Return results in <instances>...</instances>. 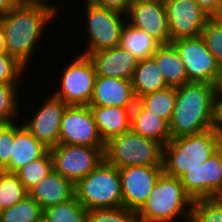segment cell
<instances>
[{"label":"cell","mask_w":222,"mask_h":222,"mask_svg":"<svg viewBox=\"0 0 222 222\" xmlns=\"http://www.w3.org/2000/svg\"><path fill=\"white\" fill-rule=\"evenodd\" d=\"M58 15V10L52 6L28 2H20L0 15L7 53L28 70V65L34 60V51L36 52L38 45L43 42L45 30L53 24L55 18L58 19Z\"/></svg>","instance_id":"cell-1"},{"label":"cell","mask_w":222,"mask_h":222,"mask_svg":"<svg viewBox=\"0 0 222 222\" xmlns=\"http://www.w3.org/2000/svg\"><path fill=\"white\" fill-rule=\"evenodd\" d=\"M214 84L188 82L175 87V106L169 122L171 139L212 128Z\"/></svg>","instance_id":"cell-2"},{"label":"cell","mask_w":222,"mask_h":222,"mask_svg":"<svg viewBox=\"0 0 222 222\" xmlns=\"http://www.w3.org/2000/svg\"><path fill=\"white\" fill-rule=\"evenodd\" d=\"M193 202L181 180L163 172L137 211L138 222H190Z\"/></svg>","instance_id":"cell-3"},{"label":"cell","mask_w":222,"mask_h":222,"mask_svg":"<svg viewBox=\"0 0 222 222\" xmlns=\"http://www.w3.org/2000/svg\"><path fill=\"white\" fill-rule=\"evenodd\" d=\"M219 149V134L206 131L171 139L163 146V172L181 178L200 167Z\"/></svg>","instance_id":"cell-4"},{"label":"cell","mask_w":222,"mask_h":222,"mask_svg":"<svg viewBox=\"0 0 222 222\" xmlns=\"http://www.w3.org/2000/svg\"><path fill=\"white\" fill-rule=\"evenodd\" d=\"M75 196L87 210L123 207L118 168L104 160L75 185Z\"/></svg>","instance_id":"cell-5"},{"label":"cell","mask_w":222,"mask_h":222,"mask_svg":"<svg viewBox=\"0 0 222 222\" xmlns=\"http://www.w3.org/2000/svg\"><path fill=\"white\" fill-rule=\"evenodd\" d=\"M104 160L118 169L163 166V145L130 129L105 143Z\"/></svg>","instance_id":"cell-6"},{"label":"cell","mask_w":222,"mask_h":222,"mask_svg":"<svg viewBox=\"0 0 222 222\" xmlns=\"http://www.w3.org/2000/svg\"><path fill=\"white\" fill-rule=\"evenodd\" d=\"M83 20L79 25L86 32V41L82 54L88 55L103 49L117 47L120 44L121 32L127 22L126 14L116 10L85 2Z\"/></svg>","instance_id":"cell-7"},{"label":"cell","mask_w":222,"mask_h":222,"mask_svg":"<svg viewBox=\"0 0 222 222\" xmlns=\"http://www.w3.org/2000/svg\"><path fill=\"white\" fill-rule=\"evenodd\" d=\"M70 61L64 62L58 87L54 89L52 95L61 99L67 105L88 106L96 78L95 69L88 55L79 53ZM60 75V76H59Z\"/></svg>","instance_id":"cell-8"},{"label":"cell","mask_w":222,"mask_h":222,"mask_svg":"<svg viewBox=\"0 0 222 222\" xmlns=\"http://www.w3.org/2000/svg\"><path fill=\"white\" fill-rule=\"evenodd\" d=\"M105 147L58 144L49 149L54 170L76 185L104 161Z\"/></svg>","instance_id":"cell-9"},{"label":"cell","mask_w":222,"mask_h":222,"mask_svg":"<svg viewBox=\"0 0 222 222\" xmlns=\"http://www.w3.org/2000/svg\"><path fill=\"white\" fill-rule=\"evenodd\" d=\"M171 44L177 49L189 82L215 83L222 69L201 35L181 38Z\"/></svg>","instance_id":"cell-10"},{"label":"cell","mask_w":222,"mask_h":222,"mask_svg":"<svg viewBox=\"0 0 222 222\" xmlns=\"http://www.w3.org/2000/svg\"><path fill=\"white\" fill-rule=\"evenodd\" d=\"M61 99L54 97L52 94L48 95L38 108L30 116L22 117V125L32 133L36 139L41 142L48 149L59 144V133L61 120L64 111L67 108ZM24 121H23V120ZM26 120V121H25Z\"/></svg>","instance_id":"cell-11"},{"label":"cell","mask_w":222,"mask_h":222,"mask_svg":"<svg viewBox=\"0 0 222 222\" xmlns=\"http://www.w3.org/2000/svg\"><path fill=\"white\" fill-rule=\"evenodd\" d=\"M59 144L105 147L89 106H67L61 120Z\"/></svg>","instance_id":"cell-12"},{"label":"cell","mask_w":222,"mask_h":222,"mask_svg":"<svg viewBox=\"0 0 222 222\" xmlns=\"http://www.w3.org/2000/svg\"><path fill=\"white\" fill-rule=\"evenodd\" d=\"M119 170L123 207L138 211L149 198L163 166H131Z\"/></svg>","instance_id":"cell-13"},{"label":"cell","mask_w":222,"mask_h":222,"mask_svg":"<svg viewBox=\"0 0 222 222\" xmlns=\"http://www.w3.org/2000/svg\"><path fill=\"white\" fill-rule=\"evenodd\" d=\"M170 41L200 36L209 15L195 0H166Z\"/></svg>","instance_id":"cell-14"},{"label":"cell","mask_w":222,"mask_h":222,"mask_svg":"<svg viewBox=\"0 0 222 222\" xmlns=\"http://www.w3.org/2000/svg\"><path fill=\"white\" fill-rule=\"evenodd\" d=\"M180 180L193 200L217 198L222 191V150L219 148L200 167L185 173Z\"/></svg>","instance_id":"cell-15"},{"label":"cell","mask_w":222,"mask_h":222,"mask_svg":"<svg viewBox=\"0 0 222 222\" xmlns=\"http://www.w3.org/2000/svg\"><path fill=\"white\" fill-rule=\"evenodd\" d=\"M126 17L132 26L145 31L161 45L171 43L165 4L133 0Z\"/></svg>","instance_id":"cell-16"},{"label":"cell","mask_w":222,"mask_h":222,"mask_svg":"<svg viewBox=\"0 0 222 222\" xmlns=\"http://www.w3.org/2000/svg\"><path fill=\"white\" fill-rule=\"evenodd\" d=\"M91 59L96 76L114 77L131 80L138 60L120 46L91 52Z\"/></svg>","instance_id":"cell-17"},{"label":"cell","mask_w":222,"mask_h":222,"mask_svg":"<svg viewBox=\"0 0 222 222\" xmlns=\"http://www.w3.org/2000/svg\"><path fill=\"white\" fill-rule=\"evenodd\" d=\"M136 101L131 80L96 76L89 105L133 107Z\"/></svg>","instance_id":"cell-18"},{"label":"cell","mask_w":222,"mask_h":222,"mask_svg":"<svg viewBox=\"0 0 222 222\" xmlns=\"http://www.w3.org/2000/svg\"><path fill=\"white\" fill-rule=\"evenodd\" d=\"M49 149L39 142L23 125L21 120L14 121V141L7 172H16L33 160L41 158Z\"/></svg>","instance_id":"cell-19"},{"label":"cell","mask_w":222,"mask_h":222,"mask_svg":"<svg viewBox=\"0 0 222 222\" xmlns=\"http://www.w3.org/2000/svg\"><path fill=\"white\" fill-rule=\"evenodd\" d=\"M103 143L130 130L133 107L88 105Z\"/></svg>","instance_id":"cell-20"},{"label":"cell","mask_w":222,"mask_h":222,"mask_svg":"<svg viewBox=\"0 0 222 222\" xmlns=\"http://www.w3.org/2000/svg\"><path fill=\"white\" fill-rule=\"evenodd\" d=\"M28 195L44 210L72 199L75 196V185L53 170L29 190Z\"/></svg>","instance_id":"cell-21"},{"label":"cell","mask_w":222,"mask_h":222,"mask_svg":"<svg viewBox=\"0 0 222 222\" xmlns=\"http://www.w3.org/2000/svg\"><path fill=\"white\" fill-rule=\"evenodd\" d=\"M130 129L143 137L161 143L163 146L171 140L169 124L163 118L145 109L138 101L131 110Z\"/></svg>","instance_id":"cell-22"},{"label":"cell","mask_w":222,"mask_h":222,"mask_svg":"<svg viewBox=\"0 0 222 222\" xmlns=\"http://www.w3.org/2000/svg\"><path fill=\"white\" fill-rule=\"evenodd\" d=\"M152 58L163 73L168 86L179 87L189 82L185 66L177 49L171 43L161 45L154 52Z\"/></svg>","instance_id":"cell-23"},{"label":"cell","mask_w":222,"mask_h":222,"mask_svg":"<svg viewBox=\"0 0 222 222\" xmlns=\"http://www.w3.org/2000/svg\"><path fill=\"white\" fill-rule=\"evenodd\" d=\"M131 81L136 99L168 87L163 73L152 57L137 62Z\"/></svg>","instance_id":"cell-24"},{"label":"cell","mask_w":222,"mask_h":222,"mask_svg":"<svg viewBox=\"0 0 222 222\" xmlns=\"http://www.w3.org/2000/svg\"><path fill=\"white\" fill-rule=\"evenodd\" d=\"M119 46L130 52L138 61L151 58L161 44L145 31L125 23Z\"/></svg>","instance_id":"cell-25"},{"label":"cell","mask_w":222,"mask_h":222,"mask_svg":"<svg viewBox=\"0 0 222 222\" xmlns=\"http://www.w3.org/2000/svg\"><path fill=\"white\" fill-rule=\"evenodd\" d=\"M137 101L156 116L163 118L168 124L175 106V87L168 86L155 92L145 94Z\"/></svg>","instance_id":"cell-26"},{"label":"cell","mask_w":222,"mask_h":222,"mask_svg":"<svg viewBox=\"0 0 222 222\" xmlns=\"http://www.w3.org/2000/svg\"><path fill=\"white\" fill-rule=\"evenodd\" d=\"M88 210L76 196L72 199L49 206L43 210V217L49 222H87Z\"/></svg>","instance_id":"cell-27"},{"label":"cell","mask_w":222,"mask_h":222,"mask_svg":"<svg viewBox=\"0 0 222 222\" xmlns=\"http://www.w3.org/2000/svg\"><path fill=\"white\" fill-rule=\"evenodd\" d=\"M43 217V209L29 195L15 205L3 209L0 222H39Z\"/></svg>","instance_id":"cell-28"},{"label":"cell","mask_w":222,"mask_h":222,"mask_svg":"<svg viewBox=\"0 0 222 222\" xmlns=\"http://www.w3.org/2000/svg\"><path fill=\"white\" fill-rule=\"evenodd\" d=\"M53 170V159L48 150L41 158L33 160L15 173L20 182L25 186V189L29 191Z\"/></svg>","instance_id":"cell-29"},{"label":"cell","mask_w":222,"mask_h":222,"mask_svg":"<svg viewBox=\"0 0 222 222\" xmlns=\"http://www.w3.org/2000/svg\"><path fill=\"white\" fill-rule=\"evenodd\" d=\"M18 86V84L0 83V124L17 121L21 113L23 114Z\"/></svg>","instance_id":"cell-30"},{"label":"cell","mask_w":222,"mask_h":222,"mask_svg":"<svg viewBox=\"0 0 222 222\" xmlns=\"http://www.w3.org/2000/svg\"><path fill=\"white\" fill-rule=\"evenodd\" d=\"M28 195L25 186L14 172L0 170V207L9 208Z\"/></svg>","instance_id":"cell-31"},{"label":"cell","mask_w":222,"mask_h":222,"mask_svg":"<svg viewBox=\"0 0 222 222\" xmlns=\"http://www.w3.org/2000/svg\"><path fill=\"white\" fill-rule=\"evenodd\" d=\"M190 222H222V202L217 198L195 199Z\"/></svg>","instance_id":"cell-32"},{"label":"cell","mask_w":222,"mask_h":222,"mask_svg":"<svg viewBox=\"0 0 222 222\" xmlns=\"http://www.w3.org/2000/svg\"><path fill=\"white\" fill-rule=\"evenodd\" d=\"M87 222H138L137 212L125 207L91 209Z\"/></svg>","instance_id":"cell-33"},{"label":"cell","mask_w":222,"mask_h":222,"mask_svg":"<svg viewBox=\"0 0 222 222\" xmlns=\"http://www.w3.org/2000/svg\"><path fill=\"white\" fill-rule=\"evenodd\" d=\"M26 69L24 65L7 52L0 53V83L18 84L19 82L20 85L26 74Z\"/></svg>","instance_id":"cell-34"},{"label":"cell","mask_w":222,"mask_h":222,"mask_svg":"<svg viewBox=\"0 0 222 222\" xmlns=\"http://www.w3.org/2000/svg\"><path fill=\"white\" fill-rule=\"evenodd\" d=\"M201 36L206 43L207 49L212 53L222 69V25L209 18L204 24Z\"/></svg>","instance_id":"cell-35"},{"label":"cell","mask_w":222,"mask_h":222,"mask_svg":"<svg viewBox=\"0 0 222 222\" xmlns=\"http://www.w3.org/2000/svg\"><path fill=\"white\" fill-rule=\"evenodd\" d=\"M14 141V122L0 124V170L10 163Z\"/></svg>","instance_id":"cell-36"},{"label":"cell","mask_w":222,"mask_h":222,"mask_svg":"<svg viewBox=\"0 0 222 222\" xmlns=\"http://www.w3.org/2000/svg\"><path fill=\"white\" fill-rule=\"evenodd\" d=\"M93 4L127 14L133 0H92Z\"/></svg>","instance_id":"cell-37"},{"label":"cell","mask_w":222,"mask_h":222,"mask_svg":"<svg viewBox=\"0 0 222 222\" xmlns=\"http://www.w3.org/2000/svg\"><path fill=\"white\" fill-rule=\"evenodd\" d=\"M212 129L219 135L222 133V95H214Z\"/></svg>","instance_id":"cell-38"},{"label":"cell","mask_w":222,"mask_h":222,"mask_svg":"<svg viewBox=\"0 0 222 222\" xmlns=\"http://www.w3.org/2000/svg\"><path fill=\"white\" fill-rule=\"evenodd\" d=\"M195 1L205 11V13L210 16L211 13L215 10L219 0H195Z\"/></svg>","instance_id":"cell-39"},{"label":"cell","mask_w":222,"mask_h":222,"mask_svg":"<svg viewBox=\"0 0 222 222\" xmlns=\"http://www.w3.org/2000/svg\"><path fill=\"white\" fill-rule=\"evenodd\" d=\"M19 3V0H0V15L5 14Z\"/></svg>","instance_id":"cell-40"},{"label":"cell","mask_w":222,"mask_h":222,"mask_svg":"<svg viewBox=\"0 0 222 222\" xmlns=\"http://www.w3.org/2000/svg\"><path fill=\"white\" fill-rule=\"evenodd\" d=\"M209 18L212 21L222 25V0L218 1L215 10L211 13Z\"/></svg>","instance_id":"cell-41"},{"label":"cell","mask_w":222,"mask_h":222,"mask_svg":"<svg viewBox=\"0 0 222 222\" xmlns=\"http://www.w3.org/2000/svg\"><path fill=\"white\" fill-rule=\"evenodd\" d=\"M19 1L20 2H28V3H42V4H46V5H49V6H52V7L56 8L59 13L61 11L60 9H62L61 5H56V3L55 4L52 3V2H55L54 0L53 1L52 0H19Z\"/></svg>","instance_id":"cell-42"},{"label":"cell","mask_w":222,"mask_h":222,"mask_svg":"<svg viewBox=\"0 0 222 222\" xmlns=\"http://www.w3.org/2000/svg\"><path fill=\"white\" fill-rule=\"evenodd\" d=\"M214 95H222V70L214 83Z\"/></svg>","instance_id":"cell-43"},{"label":"cell","mask_w":222,"mask_h":222,"mask_svg":"<svg viewBox=\"0 0 222 222\" xmlns=\"http://www.w3.org/2000/svg\"><path fill=\"white\" fill-rule=\"evenodd\" d=\"M5 52H7L5 44V32L2 25L0 24V53H5Z\"/></svg>","instance_id":"cell-44"},{"label":"cell","mask_w":222,"mask_h":222,"mask_svg":"<svg viewBox=\"0 0 222 222\" xmlns=\"http://www.w3.org/2000/svg\"><path fill=\"white\" fill-rule=\"evenodd\" d=\"M137 1L165 4L166 0H137Z\"/></svg>","instance_id":"cell-45"},{"label":"cell","mask_w":222,"mask_h":222,"mask_svg":"<svg viewBox=\"0 0 222 222\" xmlns=\"http://www.w3.org/2000/svg\"><path fill=\"white\" fill-rule=\"evenodd\" d=\"M219 148L222 150V133L219 135Z\"/></svg>","instance_id":"cell-46"},{"label":"cell","mask_w":222,"mask_h":222,"mask_svg":"<svg viewBox=\"0 0 222 222\" xmlns=\"http://www.w3.org/2000/svg\"><path fill=\"white\" fill-rule=\"evenodd\" d=\"M217 199L222 202V191H221V192L219 193V195L217 196Z\"/></svg>","instance_id":"cell-47"},{"label":"cell","mask_w":222,"mask_h":222,"mask_svg":"<svg viewBox=\"0 0 222 222\" xmlns=\"http://www.w3.org/2000/svg\"><path fill=\"white\" fill-rule=\"evenodd\" d=\"M39 222H49V221H47L44 217H42Z\"/></svg>","instance_id":"cell-48"},{"label":"cell","mask_w":222,"mask_h":222,"mask_svg":"<svg viewBox=\"0 0 222 222\" xmlns=\"http://www.w3.org/2000/svg\"><path fill=\"white\" fill-rule=\"evenodd\" d=\"M82 1L85 3V2H91L92 0H82Z\"/></svg>","instance_id":"cell-49"}]
</instances>
